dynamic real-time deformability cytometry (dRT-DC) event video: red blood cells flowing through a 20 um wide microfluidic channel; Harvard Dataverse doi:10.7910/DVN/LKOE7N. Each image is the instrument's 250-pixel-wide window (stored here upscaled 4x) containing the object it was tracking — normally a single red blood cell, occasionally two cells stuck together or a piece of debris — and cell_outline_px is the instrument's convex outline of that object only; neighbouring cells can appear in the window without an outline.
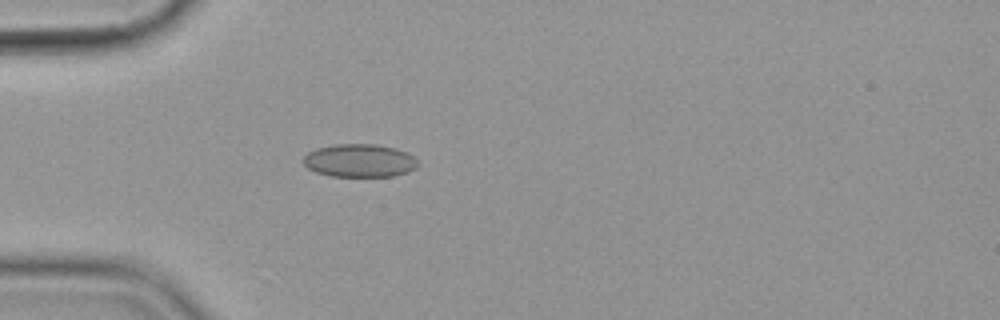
{"species": "common noctule bat (a hibernating species)", "species_latin": "Nyctalus noctula", "temperature_condition": "cold", "stored_images_in_passage": 45, "camera_frame_rate_fps": 3000, "um_per_image_px": 0.085, "animal": {"sex": "female", "body_mass_g": 19.9}, "frame": {"image": 1, "passage_image": 6, "time_ms": 1.667, "image_size_px": [1000, 320], "cell_outline_px": [[416, 168], [408, 172], [392, 176], [332, 176], [316, 172], [308, 168], [304, 164], [304, 156], [308, 152], [316, 148], [336, 144], [376, 144], [396, 148], [412, 156], [416, 160]], "centroid_in_image_um": [30.54, 13.65], "position_along_channel_um": 54.5, "area_um2": 21.91}}
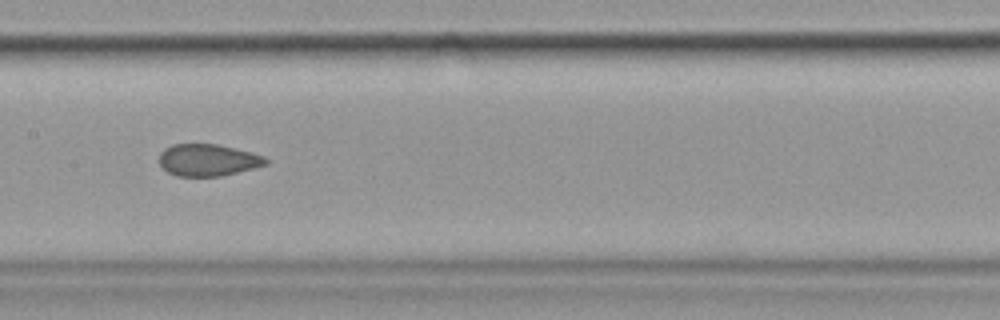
{"frame": {"image": 2, "passage_image": 18, "time_ms": 5.667, "image_size_px": [1000, 320], "cell_outline_px": [[268, 164], [220, 176], [176, 176], [168, 172], [160, 164], [160, 152], [164, 148], [172, 144], [216, 144], [264, 156], [268, 160]], "centroid_in_image_um": [17.63, 13.6], "position_along_channel_um": 189.8, "area_um2": 19.54}}
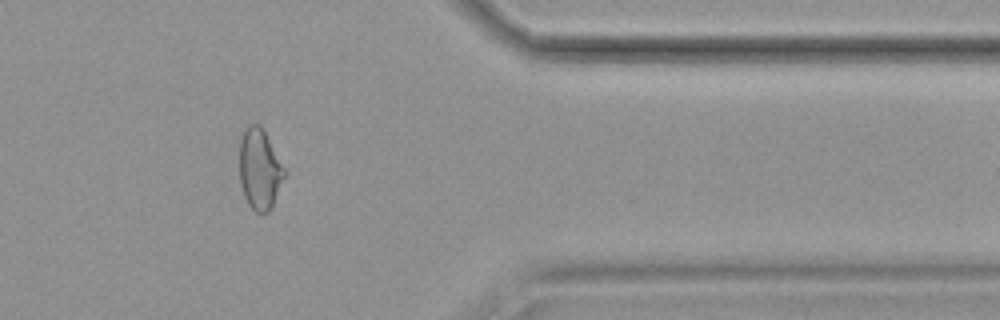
{"frame": {"image": 3, "passage_image": 36, "time_ms": 11.667, "image_size_px": [1000, 320], "cell_outline_px": [[288, 172], [268, 212], [256, 212], [248, 204], [244, 196], [240, 184], [240, 140], [248, 124], [260, 124]], "centroid_in_image_um": [22.09, 14.37], "position_along_channel_um": 389.3, "area_um2": 21.1}, "authors_computed_cell_mechanics": {"area_um2": 21.3282, "velocity_mm_per_s": 3.6016, "shape_relaxation_time_tau1_ms": null, "shape_relaxation_time_tau2_ms": 1.3501, "deformation_change_tau1": null, "deformation_change_tau2": 0.0673}}